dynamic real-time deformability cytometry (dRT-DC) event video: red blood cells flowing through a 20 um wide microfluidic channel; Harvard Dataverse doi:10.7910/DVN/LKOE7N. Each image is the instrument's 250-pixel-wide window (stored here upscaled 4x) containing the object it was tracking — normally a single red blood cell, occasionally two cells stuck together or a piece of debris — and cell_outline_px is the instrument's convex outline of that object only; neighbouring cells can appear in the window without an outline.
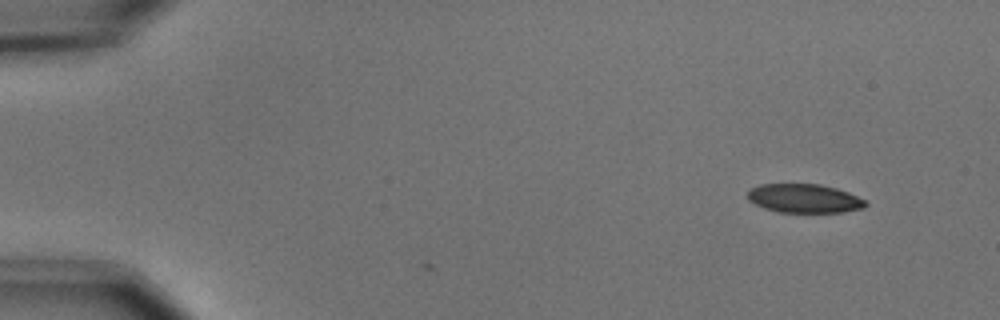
{"species": "common noctule bat (a hibernating species)", "species_latin": "Nyctalus noctula", "temperature_condition": "cold", "stored_images_in_passage": 34, "camera_frame_rate_fps": 3000, "um_per_image_px": 0.085, "animal": {"sex": "male", "body_mass_g": 15.6}, "frame": {"image": 1, "passage_image": 1, "time_ms": 0.0, "image_size_px": [1000, 320], "cell_outline_px": [[868, 204], [864, 208], [840, 212], [780, 212], [764, 208], [748, 200], [748, 192], [752, 188], [760, 184], [820, 184], [836, 188], [848, 192], [864, 200]], "centroid_in_image_um": [68.36, 16.86], "position_along_channel_um": 16.6, "area_um2": 19.65}}
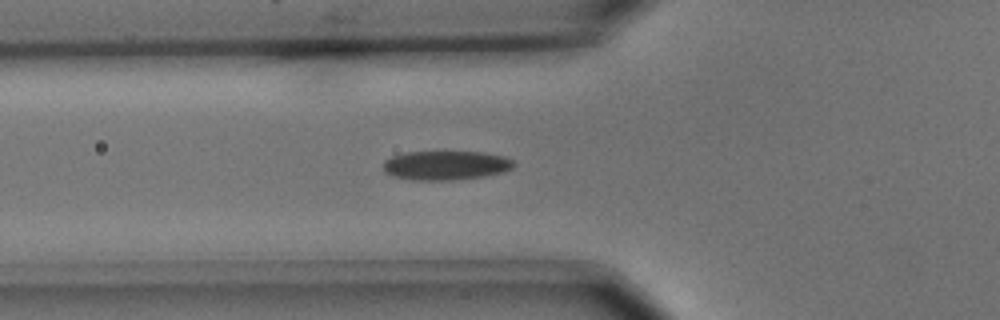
{"frame": {"image": 2, "passage_image": 16, "time_ms": 5.0, "image_size_px": [1000, 320], "cell_outline_px": [[516, 164], [512, 168], [504, 172], [484, 176], [452, 180], [412, 180], [392, 176], [384, 172], [384, 160], [392, 156], [404, 152], [484, 152], [504, 156], [512, 160]], "centroid_in_image_um": [37.89, 14.05], "position_along_channel_um": 87.9, "area_um2": 22.31}}
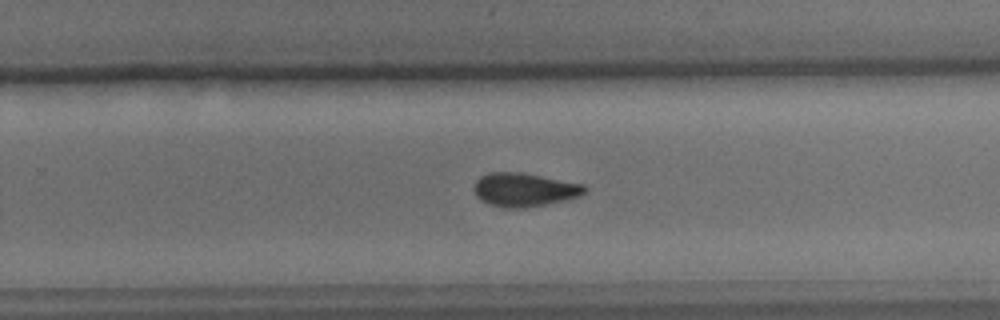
{"frame": {"image": 3, "passage_image": 32, "time_ms": 10.333, "image_size_px": [1000, 320], "cell_outline_px": [[588, 188], [580, 196], [568, 200], [524, 208], [504, 208], [488, 204], [480, 200], [476, 196], [472, 188], [476, 180], [480, 176], [488, 172], [520, 172], [584, 184]], "centroid_in_image_um": [44.54, 16.13], "position_along_channel_um": 285.3, "area_um2": 21.96}}